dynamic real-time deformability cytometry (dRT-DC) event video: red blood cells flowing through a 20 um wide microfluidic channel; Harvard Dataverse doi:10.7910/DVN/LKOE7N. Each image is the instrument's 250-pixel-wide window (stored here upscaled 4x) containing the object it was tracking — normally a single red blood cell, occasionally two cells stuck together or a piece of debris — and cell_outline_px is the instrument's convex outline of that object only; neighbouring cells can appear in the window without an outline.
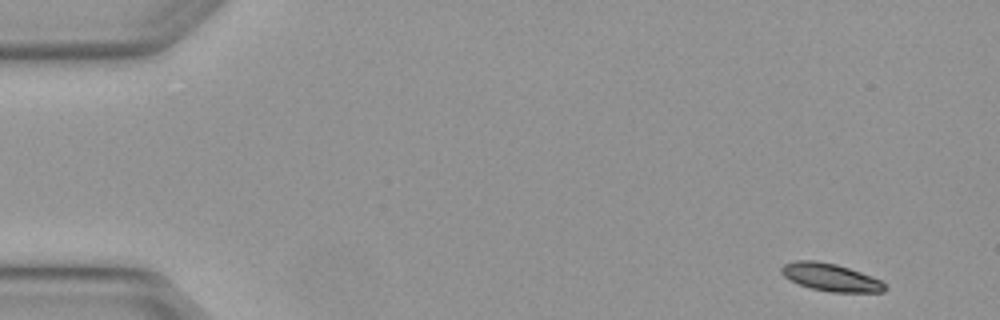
{"species": "Egyptian fruit bat (a non-hibernating species)", "species_latin": "Rousettus aegyptiacus", "temperature_condition": "warm", "stored_images_in_passage": 8, "camera_frame_rate_fps": 3000, "um_per_image_px": 0.085, "animal": {"sex": "female"}, "frame": {"image": 1, "passage_image": 1, "time_ms": 0.0, "image_size_px": [1000, 320], "cell_outline_px": [[888, 288], [884, 292], [832, 292], [812, 288], [800, 284], [784, 276], [780, 272], [780, 268], [784, 264], [796, 260], [816, 260], [836, 264], [872, 276], [880, 280]], "centroid_in_image_um": [70.61, 23.56], "position_along_channel_um": 14.4, "area_um2": 16.53}}
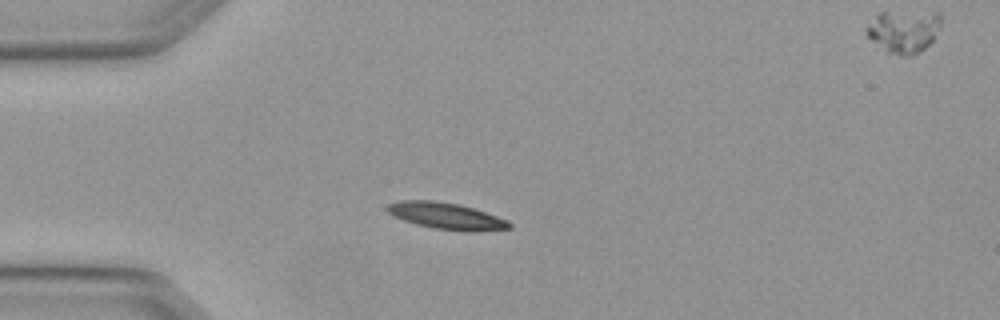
{"frame": {"image": 2, "passage_image": 3, "time_ms": 0.667, "image_size_px": [1000, 320], "cell_outline_px": [[512, 228], [472, 232], [464, 232], [432, 228], [416, 224], [404, 220], [388, 212], [384, 208], [388, 204], [400, 200], [432, 200], [460, 204], [508, 220], [512, 224]], "centroid_in_image_um": [37.94, 18.36], "position_along_channel_um": 47.1, "area_um2": 18.96}}